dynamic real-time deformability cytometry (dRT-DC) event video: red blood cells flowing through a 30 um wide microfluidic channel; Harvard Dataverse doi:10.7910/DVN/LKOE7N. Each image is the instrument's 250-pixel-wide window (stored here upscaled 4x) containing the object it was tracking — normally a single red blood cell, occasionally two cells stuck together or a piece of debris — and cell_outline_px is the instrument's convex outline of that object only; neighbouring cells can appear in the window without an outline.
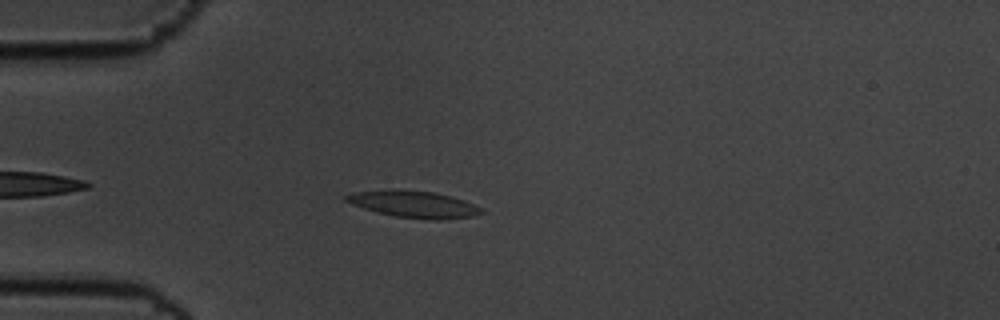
{"species": "common noctule bat (a hibernating species)", "species_latin": "Nyctalus noctula", "temperature_condition": "cold", "stored_images_in_passage": 46, "camera_frame_rate_fps": 3000, "um_per_image_px": 0.085, "animal": {"sex": "male", "body_mass_g": 19.5, "forearm_length_mm": 54.6}, "frame": {"image": 1, "passage_image": 5, "time_ms": 1.333, "image_size_px": [1000, 320], "cell_outline_px": [[484, 212], [476, 216], [440, 220], [428, 220], [396, 216], [376, 212], [352, 204], [344, 200], [344, 196], [356, 192], [436, 192], [452, 196], [464, 200], [484, 208]], "centroid_in_image_um": [35.31, 17.42], "position_along_channel_um": 49.7, "area_um2": 20.35}}
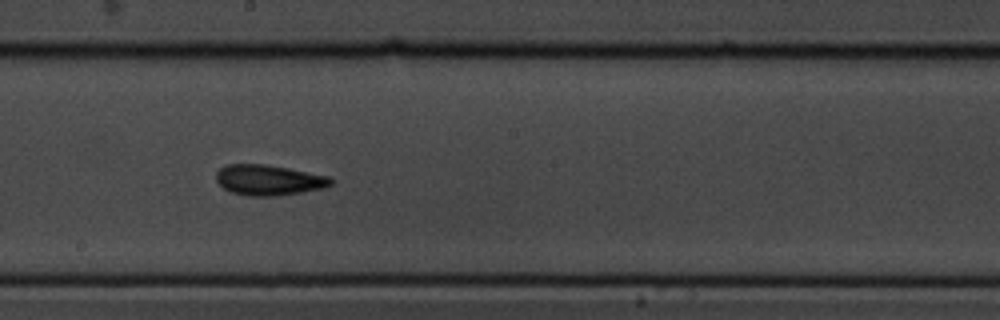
{"frame": {"image": 2, "passage_image": 21, "time_ms": 6.667, "image_size_px": [1000, 320], "cell_outline_px": [[332, 184], [324, 188], [276, 196], [248, 196], [232, 192], [224, 188], [216, 180], [216, 172], [224, 164], [264, 164], [288, 168], [328, 176], [332, 180]], "centroid_in_image_um": [22.81, 15.3], "position_along_channel_um": 225.4, "area_um2": 20.29}}
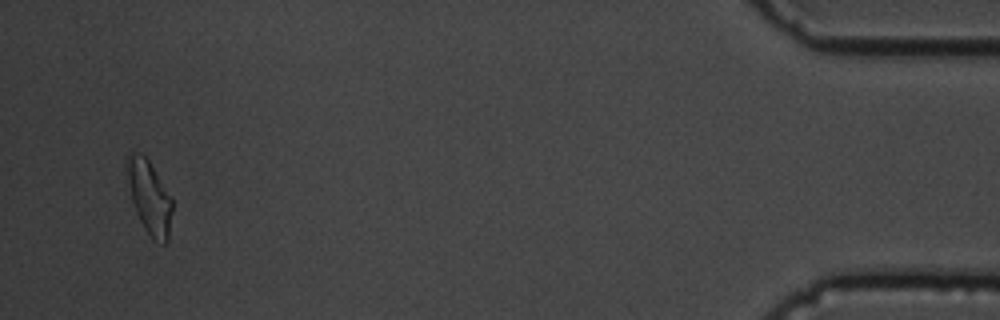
{"frame": {"image": 3, "passage_image": 44, "time_ms": 14.333, "image_size_px": [1000, 320], "cell_outline_px": [[172, 212], [168, 240], [164, 244], [152, 240], [144, 228], [136, 212], [132, 200], [124, 160], [132, 152], [140, 152], [148, 160], [172, 196]], "centroid_in_image_um": [12.7, 16.76], "position_along_channel_um": 422.5, "area_um2": 19.42}, "authors_computed_cell_mechanics": {"area_um2": 19.4208, "velocity_mm_per_s": 3.5589, "shape_relaxation_time_tau1_ms": 3.2908, "shape_relaxation_time_tau2_ms": 4.1987, "deformation_change_tau1": 0.1177, "deformation_change_tau2": 0.1297}}